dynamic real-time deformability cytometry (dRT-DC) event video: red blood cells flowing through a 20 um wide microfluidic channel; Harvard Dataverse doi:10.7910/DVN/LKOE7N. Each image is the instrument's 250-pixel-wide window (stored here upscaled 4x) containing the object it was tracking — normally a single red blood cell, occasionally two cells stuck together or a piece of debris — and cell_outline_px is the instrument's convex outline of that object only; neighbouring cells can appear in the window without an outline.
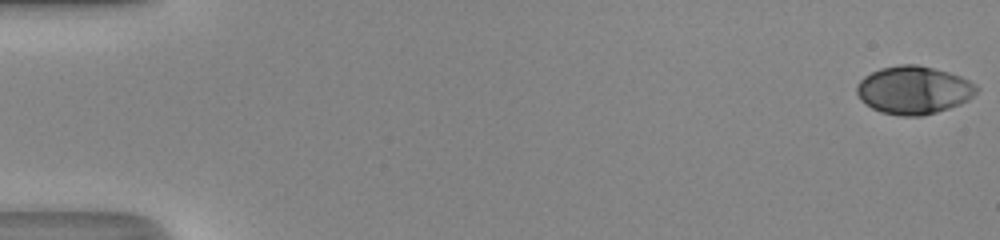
{"species": "human", "species_latin": "Homo sapiens", "temperature_condition": "room temperature", "stored_images_in_passage": 50, "camera_frame_rate_fps": 3000, "um_per_image_px": 0.085, "donor": {"sex": "male"}, "frame": {"image": 1, "passage_image": 1, "time_ms": 0.0, "image_size_px": [1000, 240], "cell_outline_px": [[980, 88], [968, 100], [960, 104], [936, 112], [920, 116], [900, 116], [880, 112], [872, 108], [860, 100], [856, 92], [856, 84], [864, 76], [880, 68], [900, 64], [916, 64], [948, 72], [960, 76], [976, 84]], "centroid_in_image_um": [77.64, 7.65], "position_along_channel_um": 7.4, "area_um2": 33.58}}
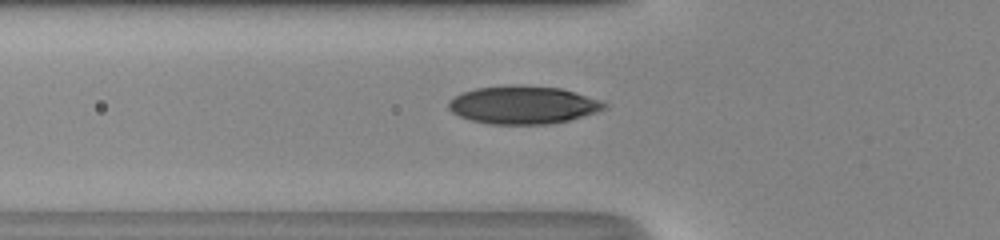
{"frame": {"image": 2, "passage_image": 19, "time_ms": 6.0, "image_size_px": [1000, 240], "cell_outline_px": [[608, 108], [596, 112], [568, 120], [548, 124], [492, 124], [472, 120], [460, 116], [452, 112], [448, 108], [448, 100], [460, 92], [476, 88], [508, 84], [520, 84], [560, 88], [600, 100], [608, 104]], "centroid_in_image_um": [44.43, 8.9], "position_along_channel_um": 81.4, "area_um2": 34.62}}
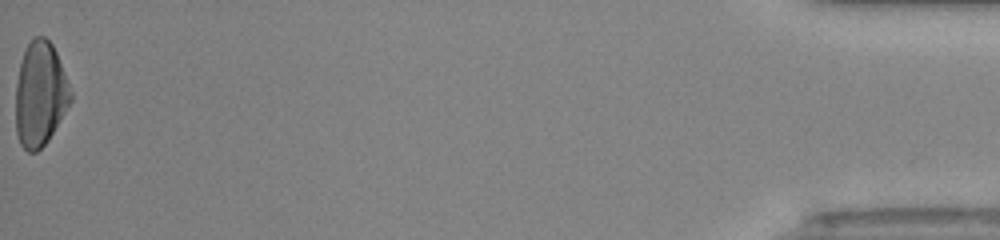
{"frame": {"image": 3, "passage_image": 50, "time_ms": 16.333, "image_size_px": [1000, 240], "cell_outline_px": [[72, 100], [48, 140], [36, 152], [28, 152], [20, 144], [16, 132], [16, 84], [20, 64], [24, 52], [28, 44], [36, 36], [44, 36], [52, 44], [56, 52], [72, 92]], "centroid_in_image_um": [3.41, 8.01], "position_along_channel_um": 431.8, "area_um2": 33.18}, "authors_computed_cell_mechanics": {"area_um2": 33.0616, "velocity_mm_per_s": 4.3588, "shape_relaxation_time_tau1_ms": 4.4413, "shape_relaxation_time_tau2_ms": null, "deformation_change_tau1": 0.2084, "deformation_change_tau2": null}}